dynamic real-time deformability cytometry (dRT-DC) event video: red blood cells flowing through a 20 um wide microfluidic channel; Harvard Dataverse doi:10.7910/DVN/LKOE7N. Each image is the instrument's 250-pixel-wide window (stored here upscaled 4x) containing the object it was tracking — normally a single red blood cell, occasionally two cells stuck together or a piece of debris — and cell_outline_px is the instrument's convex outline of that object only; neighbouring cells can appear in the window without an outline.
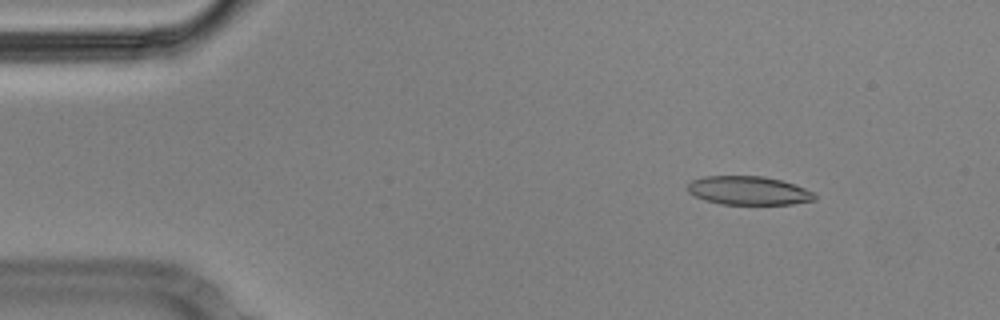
{"species": "Egyptian fruit bat (a non-hibernating species)", "species_latin": "Rousettus aegyptiacus", "temperature_condition": "cold", "stored_images_in_passage": 56, "camera_frame_rate_fps": 3000, "um_per_image_px": 0.085, "animal": {"sex": "male"}, "frame": {"image": 1, "passage_image": 7, "time_ms": 2.0, "image_size_px": [1000, 320], "cell_outline_px": [[816, 200], [792, 204], [720, 204], [704, 200], [688, 192], [688, 184], [692, 180], [704, 176], [764, 176], [780, 180], [816, 192]], "centroid_in_image_um": [63.64, 16.2], "position_along_channel_um": 21.4, "area_um2": 21.21}}
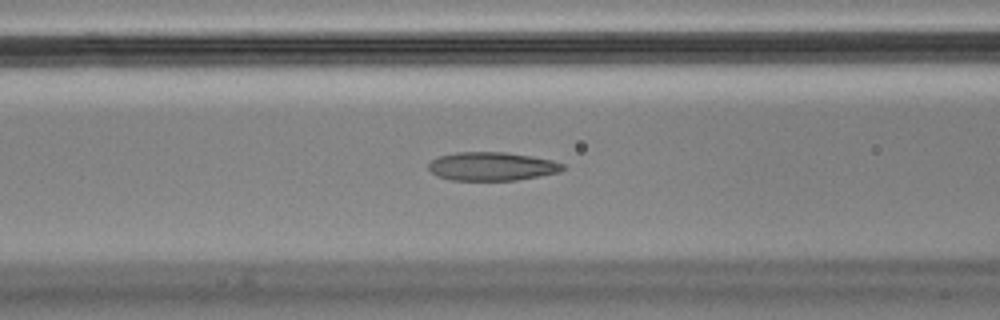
{"frame": {"image": 2, "passage_image": 22, "time_ms": 7.0, "image_size_px": [1000, 320], "cell_outline_px": [[564, 168], [560, 172], [516, 180], [452, 180], [436, 176], [428, 168], [428, 164], [432, 160], [440, 156], [456, 152], [508, 152], [532, 156], [552, 160], [564, 164]], "centroid_in_image_um": [41.81, 14.13], "position_along_channel_um": 124.8, "area_um2": 22.31}}
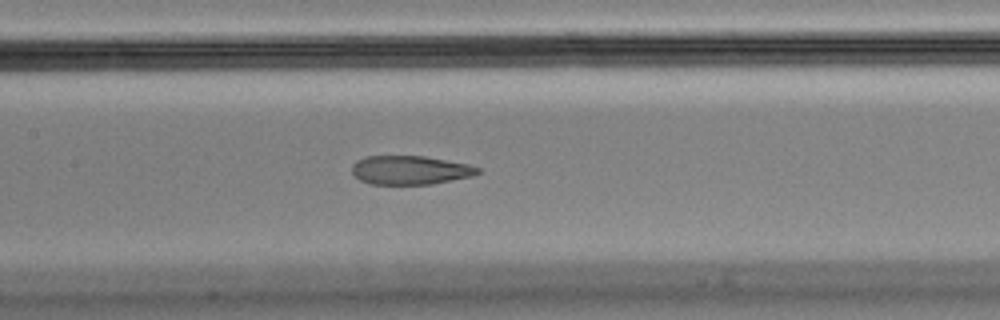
{"frame": {"image": 3, "passage_image": 26, "time_ms": 8.333, "image_size_px": [1000, 320], "cell_outline_px": [[480, 172], [472, 176], [432, 184], [368, 184], [360, 180], [352, 172], [352, 164], [356, 160], [364, 156], [424, 156], [468, 164], [480, 168]], "centroid_in_image_um": [34.84, 14.46], "position_along_channel_um": 172.6, "area_um2": 21.15}, "authors_computed_cell_mechanics": {"area_um2": 23.0044, "velocity_mm_per_s": 3.5614, "shape_relaxation_time_tau1_ms": null, "shape_relaxation_time_tau2_ms": 1.856, "deformation_change_tau1": null, "deformation_change_tau2": 0.0872}}